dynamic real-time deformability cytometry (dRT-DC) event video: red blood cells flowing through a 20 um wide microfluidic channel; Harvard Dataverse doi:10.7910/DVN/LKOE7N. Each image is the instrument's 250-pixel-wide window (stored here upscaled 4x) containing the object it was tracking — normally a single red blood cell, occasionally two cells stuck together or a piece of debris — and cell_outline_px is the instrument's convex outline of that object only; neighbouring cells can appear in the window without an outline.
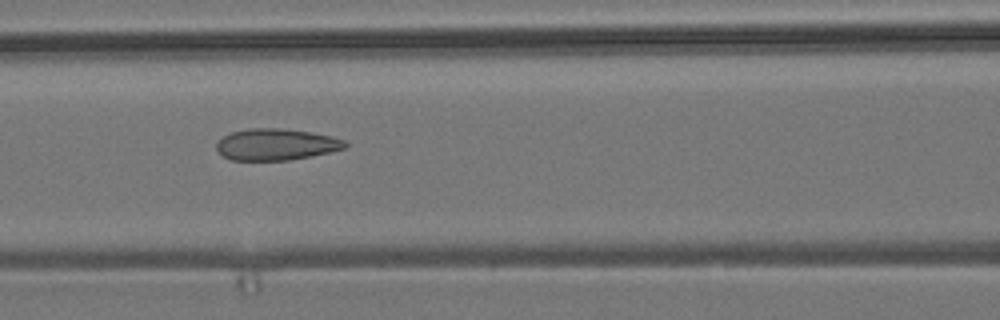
{"species": "common noctule bat (a hibernating species)", "species_latin": "Nyctalus noctula", "temperature_condition": "room temperature", "stored_images_in_passage": 10, "camera_frame_rate_fps": 3000, "um_per_image_px": 0.085, "animal": {"sex": "male", "body_mass_g": 19.2, "forearm_length_mm": 51.8}, "frame": {"image": 1, "passage_image": 6, "time_ms": 1.667, "image_size_px": [1000, 320], "cell_outline_px": [[348, 148], [288, 160], [232, 160], [224, 156], [216, 148], [216, 144], [224, 136], [232, 132], [248, 128], [280, 128], [312, 132], [332, 136], [344, 140], [348, 144]], "centroid_in_image_um": [23.49, 12.27], "position_along_channel_um": 143.1, "area_um2": 23.47}}
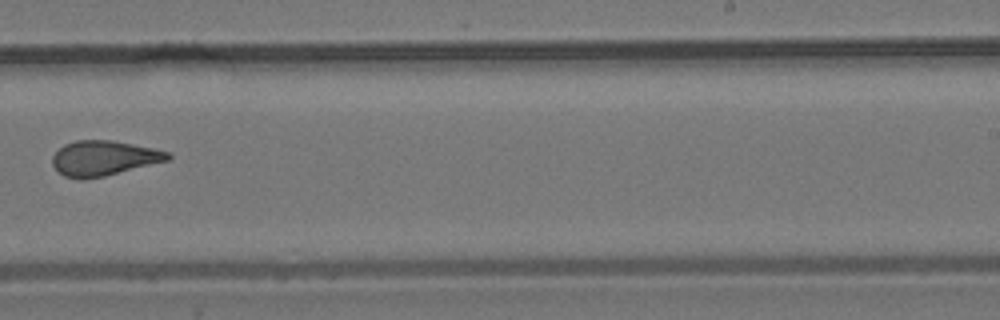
{"frame": {"image": 2, "passage_image": 9, "time_ms": 2.667, "image_size_px": [1000, 320], "cell_outline_px": [[172, 156], [168, 160], [104, 176], [80, 180], [64, 176], [52, 164], [52, 156], [64, 144], [76, 140], [112, 140], [152, 148], [168, 152]], "centroid_in_image_um": [8.79, 13.44], "position_along_channel_um": 280.2, "area_um2": 23.29}}
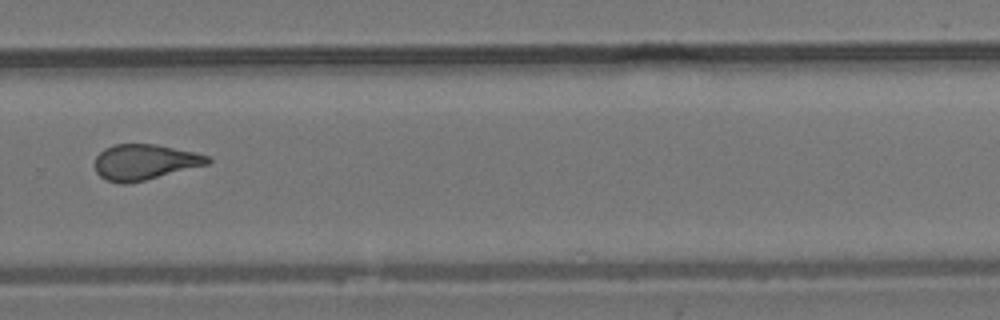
{"frame": {"image": 3, "passage_image": 10, "time_ms": 3.0, "image_size_px": [1000, 320], "cell_outline_px": [[212, 160], [208, 164], [144, 180], [124, 184], [120, 184], [108, 180], [100, 176], [96, 172], [96, 156], [104, 148], [116, 144], [156, 144], [196, 152], [208, 156]], "centroid_in_image_um": [12.3, 13.76], "position_along_channel_um": 317.5, "area_um2": 23.18}}